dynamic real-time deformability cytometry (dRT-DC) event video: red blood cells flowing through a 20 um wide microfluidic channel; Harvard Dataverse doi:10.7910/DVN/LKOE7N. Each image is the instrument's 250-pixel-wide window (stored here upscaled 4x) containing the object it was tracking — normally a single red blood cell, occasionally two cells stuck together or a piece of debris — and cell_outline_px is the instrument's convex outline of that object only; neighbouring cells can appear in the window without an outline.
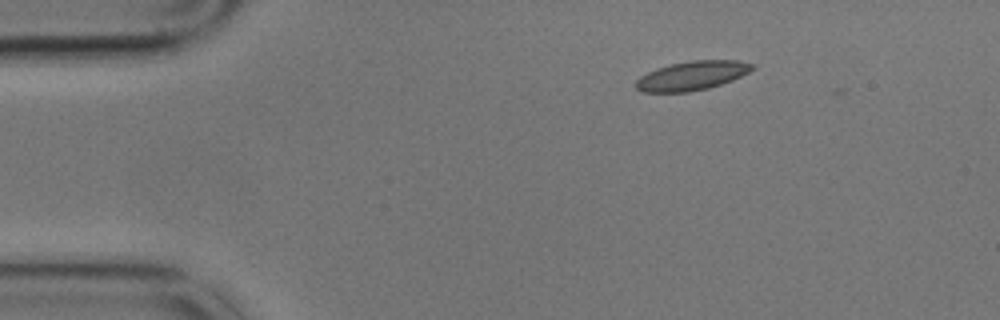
{"species": "common noctule bat (a hibernating species)", "species_latin": "Nyctalus noctula", "temperature_condition": "cold", "stored_images_in_passage": 50, "camera_frame_rate_fps": 3000, "um_per_image_px": 0.085, "animal": {"sex": "male", "body_mass_g": 17.9}, "frame": {"image": 1, "passage_image": 1, "time_ms": 0.0, "image_size_px": [1000, 320], "cell_outline_px": [[756, 68], [732, 80], [708, 88], [688, 92], [644, 92], [636, 88], [636, 80], [640, 76], [656, 68], [672, 64], [692, 60], [740, 60], [756, 64]], "centroid_in_image_um": [58.85, 6.42], "position_along_channel_um": 26.1, "area_um2": 19.71}}
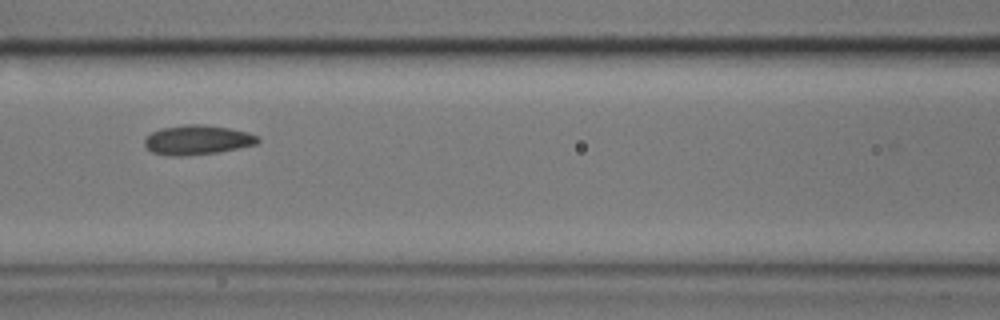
{"frame": {"image": 2, "passage_image": 17, "time_ms": 5.333, "image_size_px": [1000, 320], "cell_outline_px": [[260, 140], [256, 144], [220, 152], [184, 156], [168, 156], [152, 152], [144, 144], [144, 140], [152, 132], [160, 128], [188, 124], [200, 124], [228, 128], [248, 132], [260, 136]], "centroid_in_image_um": [16.78, 11.9], "position_along_channel_um": 149.8, "area_um2": 19.54}}
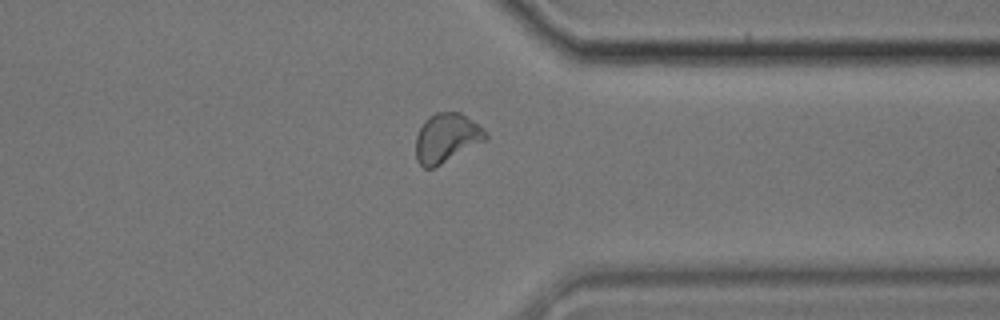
{"frame": {"image": 3, "passage_image": 37, "time_ms": 12.0, "image_size_px": [1000, 320], "cell_outline_px": [[488, 140], [432, 168], [424, 168], [416, 160], [416, 136], [424, 120], [436, 112], [460, 112], [476, 124], [488, 136]], "centroid_in_image_um": [37.93, 11.73], "position_along_channel_um": 373.5, "area_um2": 19.71}, "authors_computed_cell_mechanics": {"area_um2": 19.5653, "velocity_mm_per_s": 3.408, "shape_relaxation_time_tau1_ms": 10.3513, "shape_relaxation_time_tau2_ms": 2.2938, "deformation_change_tau1": 0.1481, "deformation_change_tau2": 0.0544}}